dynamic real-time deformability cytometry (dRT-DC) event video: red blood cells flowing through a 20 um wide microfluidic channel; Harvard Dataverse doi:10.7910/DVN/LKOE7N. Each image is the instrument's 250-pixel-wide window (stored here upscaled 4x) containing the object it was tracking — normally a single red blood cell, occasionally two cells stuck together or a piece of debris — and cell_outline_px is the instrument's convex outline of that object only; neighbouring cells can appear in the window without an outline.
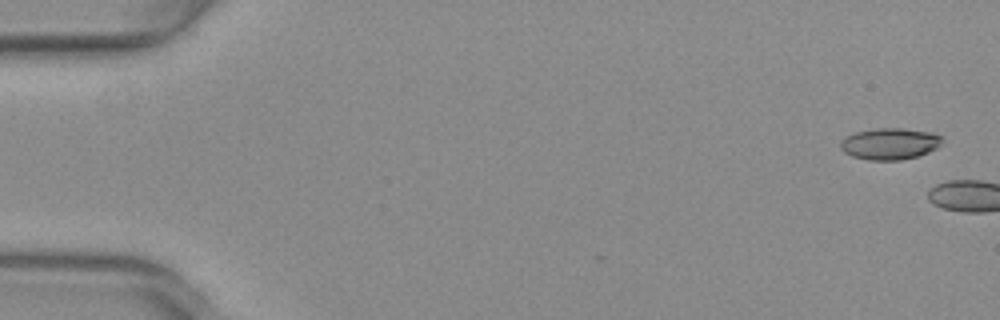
{"species": "common noctule bat (a hibernating species)", "species_latin": "Nyctalus noctula", "temperature_condition": "warm", "stored_images_in_passage": 3, "camera_frame_rate_fps": 3000, "um_per_image_px": 0.085, "animal": {"sex": "female", "body_mass_g": 29.2, "forearm_length_mm": 56.3}, "frame": {"image": 1, "passage_image": 1, "time_ms": 0.0, "image_size_px": [1000, 320], "cell_outline_px": [[944, 140], [936, 148], [928, 152], [916, 156], [900, 160], [868, 160], [852, 156], [844, 152], [840, 148], [840, 144], [844, 136], [856, 132], [876, 128], [904, 128], [932, 132], [940, 136]], "centroid_in_image_um": [75.62, 12.21], "position_along_channel_um": 9.4, "area_um2": 18.73}}